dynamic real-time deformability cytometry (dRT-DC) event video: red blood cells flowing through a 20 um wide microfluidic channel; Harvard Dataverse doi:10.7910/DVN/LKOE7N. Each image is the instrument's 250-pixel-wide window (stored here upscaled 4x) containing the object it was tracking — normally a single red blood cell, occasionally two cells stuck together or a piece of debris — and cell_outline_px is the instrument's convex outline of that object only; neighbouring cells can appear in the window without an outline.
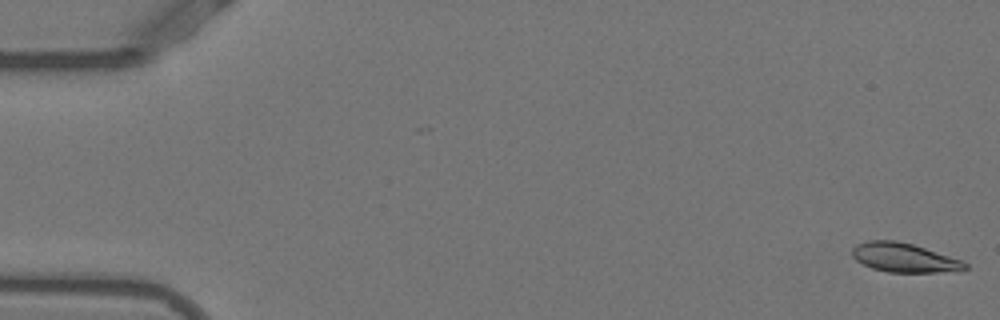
{"species": "Egyptian fruit bat (a non-hibernating species)", "species_latin": "Rousettus aegyptiacus", "temperature_condition": "warm", "stored_images_in_passage": 12, "camera_frame_rate_fps": 3000, "um_per_image_px": 0.085, "animal": {"sex": "female"}, "frame": {"image": 1, "passage_image": 1, "time_ms": 0.0, "image_size_px": [1000, 320], "cell_outline_px": [[968, 268], [960, 272], [888, 272], [872, 268], [856, 260], [852, 256], [852, 248], [856, 244], [868, 240], [896, 240], [912, 244], [964, 260], [968, 264]], "centroid_in_image_um": [76.91, 21.9], "position_along_channel_um": 8.1, "area_um2": 19.42}}